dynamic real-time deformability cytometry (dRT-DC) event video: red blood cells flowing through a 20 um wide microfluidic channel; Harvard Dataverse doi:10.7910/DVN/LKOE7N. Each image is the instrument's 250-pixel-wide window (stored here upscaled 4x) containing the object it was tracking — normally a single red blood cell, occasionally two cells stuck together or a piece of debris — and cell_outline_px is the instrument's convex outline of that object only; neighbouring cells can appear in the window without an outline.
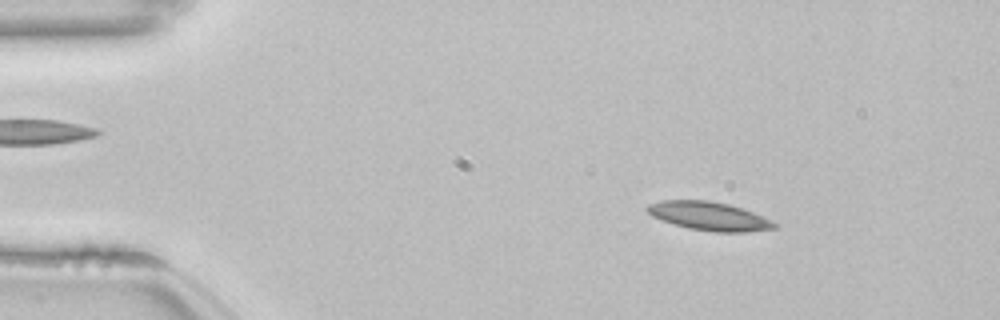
{"species": "common noctule bat (a hibernating species)", "species_latin": "Nyctalus noctula", "temperature_condition": "room temperature", "stored_images_in_passage": 49, "camera_frame_rate_fps": 3000, "um_per_image_px": 0.085, "animal": {"sex": "female", "body_mass_g": 22.7, "forearm_length_mm": 54.2}, "frame": {"image": 1, "passage_image": 4, "time_ms": 1.0, "image_size_px": [1000, 320], "cell_outline_px": [[780, 224], [776, 228], [744, 232], [716, 232], [688, 228], [672, 224], [652, 216], [644, 208], [648, 204], [660, 200], [708, 200], [728, 204], [752, 212], [772, 220]], "centroid_in_image_um": [60.26, 18.37], "position_along_channel_um": 24.7, "area_um2": 21.21}}
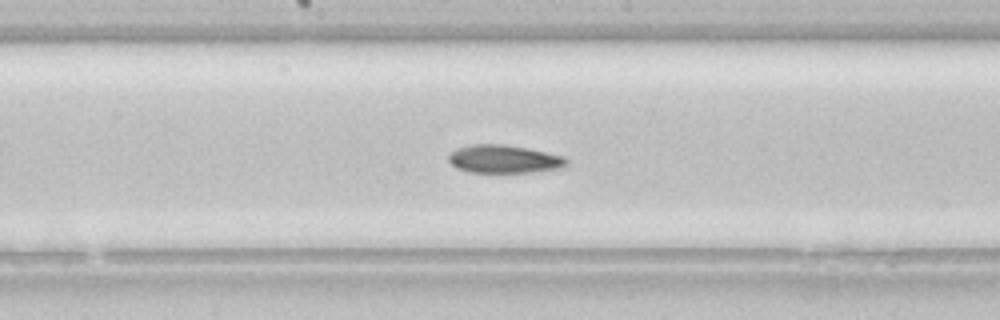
{"frame": {"image": 2, "passage_image": 24, "time_ms": 7.667, "image_size_px": [1000, 320], "cell_outline_px": [[568, 164], [564, 168], [528, 172], [472, 172], [456, 168], [448, 160], [448, 156], [456, 148], [472, 144], [504, 144], [528, 148], [564, 156], [568, 160]], "centroid_in_image_um": [42.86, 13.51], "position_along_channel_um": 205.3, "area_um2": 19.36}}
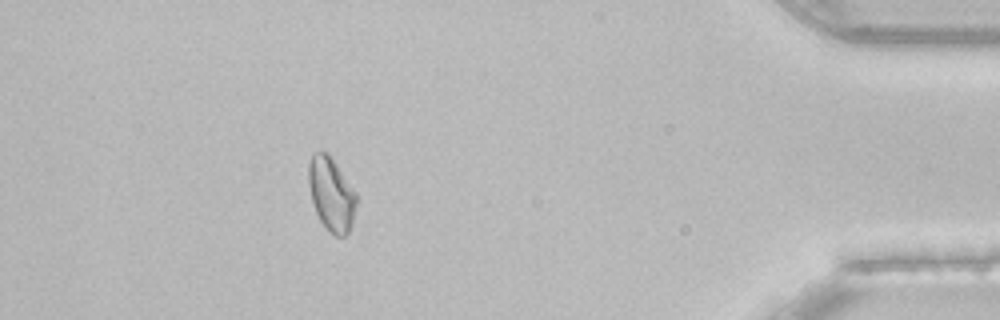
{"frame": {"image": 3, "passage_image": 44, "time_ms": 14.333, "image_size_px": [1000, 320], "cell_outline_px": [[356, 204], [352, 224], [348, 232], [344, 236], [336, 236], [320, 220], [316, 212], [312, 200], [308, 184], [308, 164], [312, 152], [328, 152], [356, 192]], "centroid_in_image_um": [28.15, 16.45], "position_along_channel_um": 407.0, "area_um2": 20.35}, "authors_computed_cell_mechanics": {"area_um2": 20.3456, "velocity_mm_per_s": 3.8358, "shape_relaxation_time_tau1_ms": null, "shape_relaxation_time_tau2_ms": 6.3329, "deformation_change_tau1": null, "deformation_change_tau2": 0.1192}}